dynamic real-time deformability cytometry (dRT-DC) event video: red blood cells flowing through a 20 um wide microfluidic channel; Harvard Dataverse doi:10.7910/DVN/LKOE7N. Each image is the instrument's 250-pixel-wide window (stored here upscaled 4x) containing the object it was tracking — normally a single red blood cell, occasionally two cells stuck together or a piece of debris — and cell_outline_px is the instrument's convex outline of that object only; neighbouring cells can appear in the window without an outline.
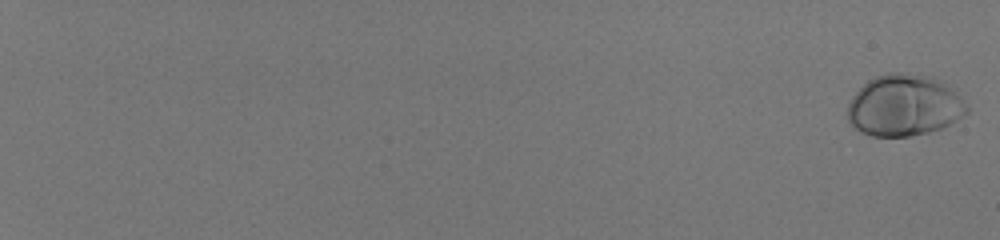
{"species": "human", "species_latin": "Homo sapiens", "temperature_condition": "room temperature", "stored_images_in_passage": 57, "camera_frame_rate_fps": 3000, "um_per_image_px": 0.085, "donor": {"sex": "male"}, "frame": {"image": 1, "passage_image": 1, "time_ms": 0.0, "image_size_px": [1000, 240], "cell_outline_px": [[968, 112], [964, 116], [940, 128], [928, 132], [908, 136], [872, 136], [860, 132], [852, 128], [848, 120], [848, 104], [852, 96], [868, 80], [876, 76], [888, 72], [900, 72], [924, 76], [948, 84], [968, 108]], "centroid_in_image_um": [76.8, 8.97], "position_along_channel_um": 8.2, "area_um2": 42.37}}
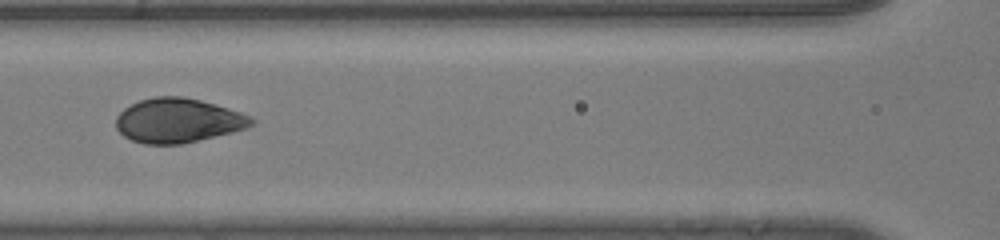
{"frame": {"image": 2, "passage_image": 33, "time_ms": 10.667, "image_size_px": [1000, 240], "cell_outline_px": [[256, 124], [232, 132], [180, 144], [144, 144], [132, 140], [124, 136], [116, 128], [116, 116], [124, 108], [140, 100], [156, 96], [180, 96], [200, 100], [216, 104], [240, 112], [256, 120]], "centroid_in_image_um": [15.12, 10.24], "position_along_channel_um": 151.5, "area_um2": 34.85}}
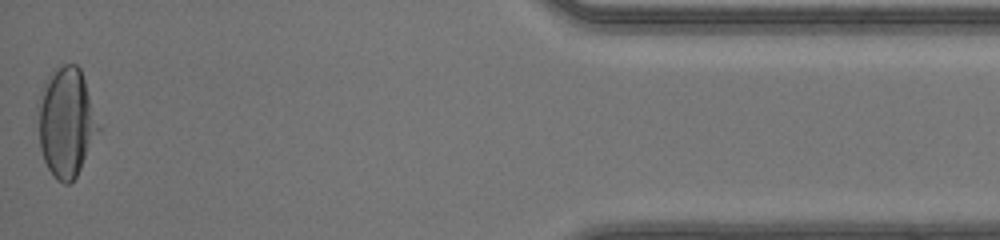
{"frame": {"image": 3, "passage_image": 57, "time_ms": 18.667, "image_size_px": [1000, 240], "cell_outline_px": [[100, 132], [76, 176], [68, 184], [64, 184], [56, 180], [52, 176], [44, 160], [40, 148], [36, 108], [36, 104], [44, 80], [52, 68], [64, 64], [76, 64], [80, 68], [100, 128]], "centroid_in_image_um": [5.59, 10.37], "position_along_channel_um": 429.6, "area_um2": 39.02}, "authors_computed_cell_mechanics": {"area_um2": 36.7608, "velocity_mm_per_s": 4.1208, "shape_relaxation_time_tau1_ms": 3.0344, "shape_relaxation_time_tau2_ms": null, "deformation_change_tau1": 0.1718, "deformation_change_tau2": null}}